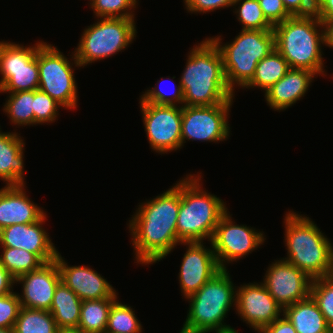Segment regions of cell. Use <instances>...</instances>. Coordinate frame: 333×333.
<instances>
[{
	"label": "cell",
	"instance_id": "18",
	"mask_svg": "<svg viewBox=\"0 0 333 333\" xmlns=\"http://www.w3.org/2000/svg\"><path fill=\"white\" fill-rule=\"evenodd\" d=\"M46 215L31 224H14L1 229V247L24 249L36 254L44 263L55 260L58 250L42 226L47 219Z\"/></svg>",
	"mask_w": 333,
	"mask_h": 333
},
{
	"label": "cell",
	"instance_id": "34",
	"mask_svg": "<svg viewBox=\"0 0 333 333\" xmlns=\"http://www.w3.org/2000/svg\"><path fill=\"white\" fill-rule=\"evenodd\" d=\"M60 107L63 108L45 92L40 89L34 90V125L54 123L59 115Z\"/></svg>",
	"mask_w": 333,
	"mask_h": 333
},
{
	"label": "cell",
	"instance_id": "44",
	"mask_svg": "<svg viewBox=\"0 0 333 333\" xmlns=\"http://www.w3.org/2000/svg\"><path fill=\"white\" fill-rule=\"evenodd\" d=\"M59 333H86L82 331L79 328H65V329H60Z\"/></svg>",
	"mask_w": 333,
	"mask_h": 333
},
{
	"label": "cell",
	"instance_id": "35",
	"mask_svg": "<svg viewBox=\"0 0 333 333\" xmlns=\"http://www.w3.org/2000/svg\"><path fill=\"white\" fill-rule=\"evenodd\" d=\"M160 82H161V79L159 81H157L156 87H153L150 89L148 88V90L143 92L144 94H142L140 96V98L144 102L151 103V104L184 106V95H183L180 81H179L178 85H176V89H175L174 93L169 94V95L166 94L165 92H162L163 89H161L159 86H157V84Z\"/></svg>",
	"mask_w": 333,
	"mask_h": 333
},
{
	"label": "cell",
	"instance_id": "1",
	"mask_svg": "<svg viewBox=\"0 0 333 333\" xmlns=\"http://www.w3.org/2000/svg\"><path fill=\"white\" fill-rule=\"evenodd\" d=\"M180 201L181 180L152 200L140 203L128 224L136 263H157L181 244L176 226Z\"/></svg>",
	"mask_w": 333,
	"mask_h": 333
},
{
	"label": "cell",
	"instance_id": "7",
	"mask_svg": "<svg viewBox=\"0 0 333 333\" xmlns=\"http://www.w3.org/2000/svg\"><path fill=\"white\" fill-rule=\"evenodd\" d=\"M210 39L221 52L225 79L233 93L235 86L243 89L252 80L257 64L275 49L273 30L241 29L231 43L223 45L220 35Z\"/></svg>",
	"mask_w": 333,
	"mask_h": 333
},
{
	"label": "cell",
	"instance_id": "26",
	"mask_svg": "<svg viewBox=\"0 0 333 333\" xmlns=\"http://www.w3.org/2000/svg\"><path fill=\"white\" fill-rule=\"evenodd\" d=\"M116 299L82 301L78 328L86 333H105L109 312Z\"/></svg>",
	"mask_w": 333,
	"mask_h": 333
},
{
	"label": "cell",
	"instance_id": "19",
	"mask_svg": "<svg viewBox=\"0 0 333 333\" xmlns=\"http://www.w3.org/2000/svg\"><path fill=\"white\" fill-rule=\"evenodd\" d=\"M61 280L82 300L118 298L115 288L97 271L88 266H70L58 252L56 257Z\"/></svg>",
	"mask_w": 333,
	"mask_h": 333
},
{
	"label": "cell",
	"instance_id": "12",
	"mask_svg": "<svg viewBox=\"0 0 333 333\" xmlns=\"http://www.w3.org/2000/svg\"><path fill=\"white\" fill-rule=\"evenodd\" d=\"M232 220L227 210L220 218L210 241L221 269H226L227 263L246 257L266 240L264 232L247 225H237Z\"/></svg>",
	"mask_w": 333,
	"mask_h": 333
},
{
	"label": "cell",
	"instance_id": "22",
	"mask_svg": "<svg viewBox=\"0 0 333 333\" xmlns=\"http://www.w3.org/2000/svg\"><path fill=\"white\" fill-rule=\"evenodd\" d=\"M24 147V139L18 132H2L0 128V180L5 185L26 184Z\"/></svg>",
	"mask_w": 333,
	"mask_h": 333
},
{
	"label": "cell",
	"instance_id": "33",
	"mask_svg": "<svg viewBox=\"0 0 333 333\" xmlns=\"http://www.w3.org/2000/svg\"><path fill=\"white\" fill-rule=\"evenodd\" d=\"M134 0H94L90 5L97 18H135Z\"/></svg>",
	"mask_w": 333,
	"mask_h": 333
},
{
	"label": "cell",
	"instance_id": "15",
	"mask_svg": "<svg viewBox=\"0 0 333 333\" xmlns=\"http://www.w3.org/2000/svg\"><path fill=\"white\" fill-rule=\"evenodd\" d=\"M233 309H236V314L255 332L262 331L267 325L283 316V308L262 282L237 286L236 305Z\"/></svg>",
	"mask_w": 333,
	"mask_h": 333
},
{
	"label": "cell",
	"instance_id": "5",
	"mask_svg": "<svg viewBox=\"0 0 333 333\" xmlns=\"http://www.w3.org/2000/svg\"><path fill=\"white\" fill-rule=\"evenodd\" d=\"M319 28V29H318ZM275 49L292 69H305L317 76L326 75L322 46L323 25L315 15L291 16L273 26Z\"/></svg>",
	"mask_w": 333,
	"mask_h": 333
},
{
	"label": "cell",
	"instance_id": "31",
	"mask_svg": "<svg viewBox=\"0 0 333 333\" xmlns=\"http://www.w3.org/2000/svg\"><path fill=\"white\" fill-rule=\"evenodd\" d=\"M232 6L243 30H273V25L264 16L258 0H235Z\"/></svg>",
	"mask_w": 333,
	"mask_h": 333
},
{
	"label": "cell",
	"instance_id": "42",
	"mask_svg": "<svg viewBox=\"0 0 333 333\" xmlns=\"http://www.w3.org/2000/svg\"><path fill=\"white\" fill-rule=\"evenodd\" d=\"M315 15L320 20H333V0H316Z\"/></svg>",
	"mask_w": 333,
	"mask_h": 333
},
{
	"label": "cell",
	"instance_id": "21",
	"mask_svg": "<svg viewBox=\"0 0 333 333\" xmlns=\"http://www.w3.org/2000/svg\"><path fill=\"white\" fill-rule=\"evenodd\" d=\"M316 74L305 69H290L265 92L267 105L274 111H283L305 96Z\"/></svg>",
	"mask_w": 333,
	"mask_h": 333
},
{
	"label": "cell",
	"instance_id": "2",
	"mask_svg": "<svg viewBox=\"0 0 333 333\" xmlns=\"http://www.w3.org/2000/svg\"><path fill=\"white\" fill-rule=\"evenodd\" d=\"M180 78L186 106H209L234 97L225 79L223 58L216 44L205 38L190 50Z\"/></svg>",
	"mask_w": 333,
	"mask_h": 333
},
{
	"label": "cell",
	"instance_id": "43",
	"mask_svg": "<svg viewBox=\"0 0 333 333\" xmlns=\"http://www.w3.org/2000/svg\"><path fill=\"white\" fill-rule=\"evenodd\" d=\"M323 25L324 46L333 48V20H320Z\"/></svg>",
	"mask_w": 333,
	"mask_h": 333
},
{
	"label": "cell",
	"instance_id": "3",
	"mask_svg": "<svg viewBox=\"0 0 333 333\" xmlns=\"http://www.w3.org/2000/svg\"><path fill=\"white\" fill-rule=\"evenodd\" d=\"M227 269H221L189 296L187 318L180 333H239L224 319L236 305V288Z\"/></svg>",
	"mask_w": 333,
	"mask_h": 333
},
{
	"label": "cell",
	"instance_id": "45",
	"mask_svg": "<svg viewBox=\"0 0 333 333\" xmlns=\"http://www.w3.org/2000/svg\"><path fill=\"white\" fill-rule=\"evenodd\" d=\"M0 333H15L13 328H0Z\"/></svg>",
	"mask_w": 333,
	"mask_h": 333
},
{
	"label": "cell",
	"instance_id": "28",
	"mask_svg": "<svg viewBox=\"0 0 333 333\" xmlns=\"http://www.w3.org/2000/svg\"><path fill=\"white\" fill-rule=\"evenodd\" d=\"M8 99L3 105L12 124L17 126H34V90L8 92Z\"/></svg>",
	"mask_w": 333,
	"mask_h": 333
},
{
	"label": "cell",
	"instance_id": "25",
	"mask_svg": "<svg viewBox=\"0 0 333 333\" xmlns=\"http://www.w3.org/2000/svg\"><path fill=\"white\" fill-rule=\"evenodd\" d=\"M290 69L283 56L276 49H273L267 57H264L257 64L252 80L244 88L258 87L266 92Z\"/></svg>",
	"mask_w": 333,
	"mask_h": 333
},
{
	"label": "cell",
	"instance_id": "14",
	"mask_svg": "<svg viewBox=\"0 0 333 333\" xmlns=\"http://www.w3.org/2000/svg\"><path fill=\"white\" fill-rule=\"evenodd\" d=\"M269 265L262 283L283 309L310 296L313 279L306 273L283 259Z\"/></svg>",
	"mask_w": 333,
	"mask_h": 333
},
{
	"label": "cell",
	"instance_id": "40",
	"mask_svg": "<svg viewBox=\"0 0 333 333\" xmlns=\"http://www.w3.org/2000/svg\"><path fill=\"white\" fill-rule=\"evenodd\" d=\"M262 333H297L293 324L283 315L271 324L267 325Z\"/></svg>",
	"mask_w": 333,
	"mask_h": 333
},
{
	"label": "cell",
	"instance_id": "46",
	"mask_svg": "<svg viewBox=\"0 0 333 333\" xmlns=\"http://www.w3.org/2000/svg\"><path fill=\"white\" fill-rule=\"evenodd\" d=\"M328 277L333 280V255H332V260H331L330 271H329Z\"/></svg>",
	"mask_w": 333,
	"mask_h": 333
},
{
	"label": "cell",
	"instance_id": "38",
	"mask_svg": "<svg viewBox=\"0 0 333 333\" xmlns=\"http://www.w3.org/2000/svg\"><path fill=\"white\" fill-rule=\"evenodd\" d=\"M187 12L207 13L232 7L235 0H183Z\"/></svg>",
	"mask_w": 333,
	"mask_h": 333
},
{
	"label": "cell",
	"instance_id": "6",
	"mask_svg": "<svg viewBox=\"0 0 333 333\" xmlns=\"http://www.w3.org/2000/svg\"><path fill=\"white\" fill-rule=\"evenodd\" d=\"M200 174H189L181 180V201L177 218L178 241H211L222 215L228 210L226 203L206 192Z\"/></svg>",
	"mask_w": 333,
	"mask_h": 333
},
{
	"label": "cell",
	"instance_id": "10",
	"mask_svg": "<svg viewBox=\"0 0 333 333\" xmlns=\"http://www.w3.org/2000/svg\"><path fill=\"white\" fill-rule=\"evenodd\" d=\"M3 40L0 46V93L39 89L38 47Z\"/></svg>",
	"mask_w": 333,
	"mask_h": 333
},
{
	"label": "cell",
	"instance_id": "30",
	"mask_svg": "<svg viewBox=\"0 0 333 333\" xmlns=\"http://www.w3.org/2000/svg\"><path fill=\"white\" fill-rule=\"evenodd\" d=\"M131 306L113 302L105 329V333H142V325Z\"/></svg>",
	"mask_w": 333,
	"mask_h": 333
},
{
	"label": "cell",
	"instance_id": "16",
	"mask_svg": "<svg viewBox=\"0 0 333 333\" xmlns=\"http://www.w3.org/2000/svg\"><path fill=\"white\" fill-rule=\"evenodd\" d=\"M186 245L183 256L179 283L182 295L187 299L195 294L207 281H209L221 268L219 267L212 244L204 246L203 242H182Z\"/></svg>",
	"mask_w": 333,
	"mask_h": 333
},
{
	"label": "cell",
	"instance_id": "41",
	"mask_svg": "<svg viewBox=\"0 0 333 333\" xmlns=\"http://www.w3.org/2000/svg\"><path fill=\"white\" fill-rule=\"evenodd\" d=\"M16 279L0 262V297L13 292Z\"/></svg>",
	"mask_w": 333,
	"mask_h": 333
},
{
	"label": "cell",
	"instance_id": "9",
	"mask_svg": "<svg viewBox=\"0 0 333 333\" xmlns=\"http://www.w3.org/2000/svg\"><path fill=\"white\" fill-rule=\"evenodd\" d=\"M69 61L56 46L43 42L38 47L39 89L64 109L77 108L78 90L74 67H81L75 53ZM72 62V63H71Z\"/></svg>",
	"mask_w": 333,
	"mask_h": 333
},
{
	"label": "cell",
	"instance_id": "36",
	"mask_svg": "<svg viewBox=\"0 0 333 333\" xmlns=\"http://www.w3.org/2000/svg\"><path fill=\"white\" fill-rule=\"evenodd\" d=\"M21 309L18 293L12 292L0 297V328H14Z\"/></svg>",
	"mask_w": 333,
	"mask_h": 333
},
{
	"label": "cell",
	"instance_id": "24",
	"mask_svg": "<svg viewBox=\"0 0 333 333\" xmlns=\"http://www.w3.org/2000/svg\"><path fill=\"white\" fill-rule=\"evenodd\" d=\"M82 300L61 280L49 312L59 329L78 328Z\"/></svg>",
	"mask_w": 333,
	"mask_h": 333
},
{
	"label": "cell",
	"instance_id": "17",
	"mask_svg": "<svg viewBox=\"0 0 333 333\" xmlns=\"http://www.w3.org/2000/svg\"><path fill=\"white\" fill-rule=\"evenodd\" d=\"M60 281L61 274L56 260L18 277L16 284L23 286L22 294H18L21 307L49 311Z\"/></svg>",
	"mask_w": 333,
	"mask_h": 333
},
{
	"label": "cell",
	"instance_id": "4",
	"mask_svg": "<svg viewBox=\"0 0 333 333\" xmlns=\"http://www.w3.org/2000/svg\"><path fill=\"white\" fill-rule=\"evenodd\" d=\"M287 257L281 258L306 273L311 279L328 276L333 243L311 218L288 211L284 218Z\"/></svg>",
	"mask_w": 333,
	"mask_h": 333
},
{
	"label": "cell",
	"instance_id": "11",
	"mask_svg": "<svg viewBox=\"0 0 333 333\" xmlns=\"http://www.w3.org/2000/svg\"><path fill=\"white\" fill-rule=\"evenodd\" d=\"M233 99L209 106H182V147L186 140L215 143L227 140L230 135L228 115Z\"/></svg>",
	"mask_w": 333,
	"mask_h": 333
},
{
	"label": "cell",
	"instance_id": "32",
	"mask_svg": "<svg viewBox=\"0 0 333 333\" xmlns=\"http://www.w3.org/2000/svg\"><path fill=\"white\" fill-rule=\"evenodd\" d=\"M310 296L324 315L327 325L333 330V280L328 276L313 279Z\"/></svg>",
	"mask_w": 333,
	"mask_h": 333
},
{
	"label": "cell",
	"instance_id": "13",
	"mask_svg": "<svg viewBox=\"0 0 333 333\" xmlns=\"http://www.w3.org/2000/svg\"><path fill=\"white\" fill-rule=\"evenodd\" d=\"M140 110L150 148L159 154H167L182 148V106L157 105L144 102Z\"/></svg>",
	"mask_w": 333,
	"mask_h": 333
},
{
	"label": "cell",
	"instance_id": "39",
	"mask_svg": "<svg viewBox=\"0 0 333 333\" xmlns=\"http://www.w3.org/2000/svg\"><path fill=\"white\" fill-rule=\"evenodd\" d=\"M286 10L292 16L315 14L316 0H282Z\"/></svg>",
	"mask_w": 333,
	"mask_h": 333
},
{
	"label": "cell",
	"instance_id": "27",
	"mask_svg": "<svg viewBox=\"0 0 333 333\" xmlns=\"http://www.w3.org/2000/svg\"><path fill=\"white\" fill-rule=\"evenodd\" d=\"M15 333H59L54 317L48 310L21 307L14 325Z\"/></svg>",
	"mask_w": 333,
	"mask_h": 333
},
{
	"label": "cell",
	"instance_id": "23",
	"mask_svg": "<svg viewBox=\"0 0 333 333\" xmlns=\"http://www.w3.org/2000/svg\"><path fill=\"white\" fill-rule=\"evenodd\" d=\"M297 333H330L324 315L311 296L283 309Z\"/></svg>",
	"mask_w": 333,
	"mask_h": 333
},
{
	"label": "cell",
	"instance_id": "8",
	"mask_svg": "<svg viewBox=\"0 0 333 333\" xmlns=\"http://www.w3.org/2000/svg\"><path fill=\"white\" fill-rule=\"evenodd\" d=\"M84 29L74 53L81 67L125 50L136 38L134 18H97Z\"/></svg>",
	"mask_w": 333,
	"mask_h": 333
},
{
	"label": "cell",
	"instance_id": "20",
	"mask_svg": "<svg viewBox=\"0 0 333 333\" xmlns=\"http://www.w3.org/2000/svg\"><path fill=\"white\" fill-rule=\"evenodd\" d=\"M25 188V184H21L0 189V230L14 224L37 222L46 214L26 195Z\"/></svg>",
	"mask_w": 333,
	"mask_h": 333
},
{
	"label": "cell",
	"instance_id": "37",
	"mask_svg": "<svg viewBox=\"0 0 333 333\" xmlns=\"http://www.w3.org/2000/svg\"><path fill=\"white\" fill-rule=\"evenodd\" d=\"M266 19L274 26L292 15L286 10L282 0H258Z\"/></svg>",
	"mask_w": 333,
	"mask_h": 333
},
{
	"label": "cell",
	"instance_id": "29",
	"mask_svg": "<svg viewBox=\"0 0 333 333\" xmlns=\"http://www.w3.org/2000/svg\"><path fill=\"white\" fill-rule=\"evenodd\" d=\"M1 264L17 279L18 277L40 268L44 262L36 255L24 249L2 247Z\"/></svg>",
	"mask_w": 333,
	"mask_h": 333
}]
</instances>
